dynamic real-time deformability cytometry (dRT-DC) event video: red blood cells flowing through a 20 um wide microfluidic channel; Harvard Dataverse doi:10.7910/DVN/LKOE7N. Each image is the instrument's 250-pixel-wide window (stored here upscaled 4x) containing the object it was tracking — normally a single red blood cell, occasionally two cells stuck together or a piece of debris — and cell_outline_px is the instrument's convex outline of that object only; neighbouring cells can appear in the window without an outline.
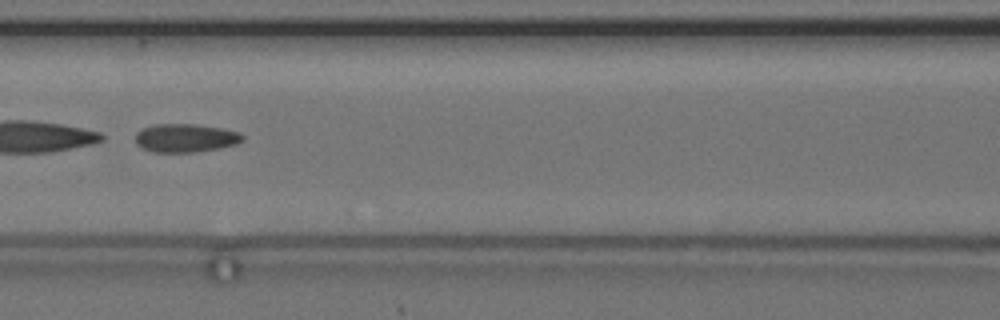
{"species": "common noctule bat (a hibernating species)", "species_latin": "Nyctalus noctula", "temperature_condition": "cold", "stored_images_in_passage": 28, "camera_frame_rate_fps": 3000, "um_per_image_px": 0.085, "animal": {"sex": "female", "body_mass_g": 24.6, "forearm_length_mm": 56.2}, "frame": {"image": 1, "passage_image": 16, "time_ms": 5.0, "image_size_px": [1000, 320], "cell_outline_px": [[244, 140], [236, 144], [220, 148], [192, 152], [152, 152], [136, 144], [136, 132], [140, 128], [156, 124], [192, 124], [220, 128], [240, 132], [244, 136]], "centroid_in_image_um": [15.76, 11.72], "position_along_channel_um": 150.8, "area_um2": 17.74}}